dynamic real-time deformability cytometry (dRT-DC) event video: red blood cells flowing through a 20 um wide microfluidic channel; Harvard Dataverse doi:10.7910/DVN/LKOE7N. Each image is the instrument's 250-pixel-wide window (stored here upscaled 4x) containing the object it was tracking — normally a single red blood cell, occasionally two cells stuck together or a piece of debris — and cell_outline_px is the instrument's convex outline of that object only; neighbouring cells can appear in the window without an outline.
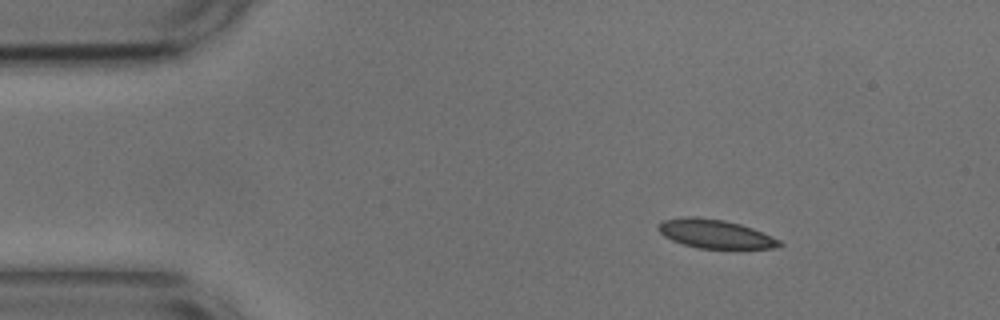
{"species": "common noctule bat (a hibernating species)", "species_latin": "Nyctalus noctula", "temperature_condition": "cold", "stored_images_in_passage": 9, "camera_frame_rate_fps": 3000, "um_per_image_px": 0.085, "animal": {"sex": "male", "body_mass_g": 17.9, "forearm_length_mm": 54.2}, "frame": {"image": 1, "passage_image": 1, "time_ms": 0.0, "image_size_px": [1000, 320], "cell_outline_px": [[784, 244], [772, 248], [700, 248], [684, 244], [672, 240], [664, 236], [656, 228], [656, 224], [664, 220], [688, 216], [696, 216], [724, 220], [740, 224], [752, 228], [772, 236], [780, 240]], "centroid_in_image_um": [60.76, 19.86], "position_along_channel_um": 24.2, "area_um2": 20.17}}